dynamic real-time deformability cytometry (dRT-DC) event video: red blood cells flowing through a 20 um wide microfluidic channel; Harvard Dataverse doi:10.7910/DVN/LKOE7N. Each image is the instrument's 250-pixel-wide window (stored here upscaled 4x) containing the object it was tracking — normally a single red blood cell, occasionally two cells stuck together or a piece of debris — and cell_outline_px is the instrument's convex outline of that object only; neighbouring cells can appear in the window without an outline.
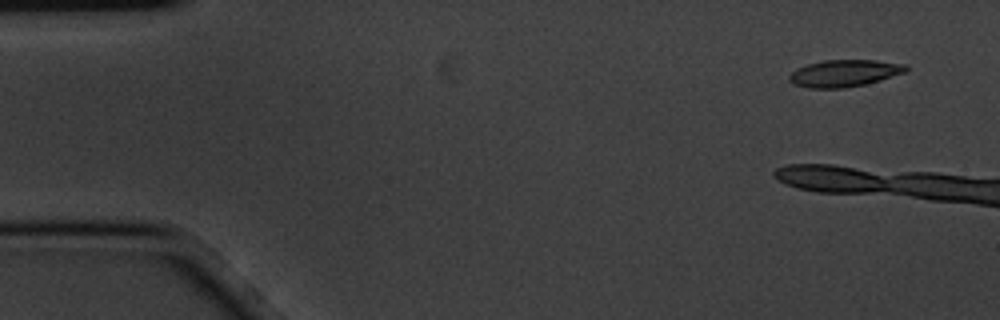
{"species": "common noctule bat (a hibernating species)", "species_latin": "Nyctalus noctula", "temperature_condition": "cold", "stored_images_in_passage": 3, "camera_frame_rate_fps": 3000, "um_per_image_px": 0.085, "animal": {"sex": "male", "body_mass_g": 20.1, "forearm_length_mm": 53.5}, "frame": {"image": 1, "passage_image": 1, "time_ms": 0.0, "image_size_px": [1000, 320], "cell_outline_px": [[908, 72], [880, 80], [864, 84], [844, 88], [808, 88], [796, 84], [788, 80], [788, 76], [796, 68], [808, 64], [824, 60], [876, 60], [908, 64]], "centroid_in_image_um": [71.81, 6.22], "position_along_channel_um": 13.2, "area_um2": 18.44}}